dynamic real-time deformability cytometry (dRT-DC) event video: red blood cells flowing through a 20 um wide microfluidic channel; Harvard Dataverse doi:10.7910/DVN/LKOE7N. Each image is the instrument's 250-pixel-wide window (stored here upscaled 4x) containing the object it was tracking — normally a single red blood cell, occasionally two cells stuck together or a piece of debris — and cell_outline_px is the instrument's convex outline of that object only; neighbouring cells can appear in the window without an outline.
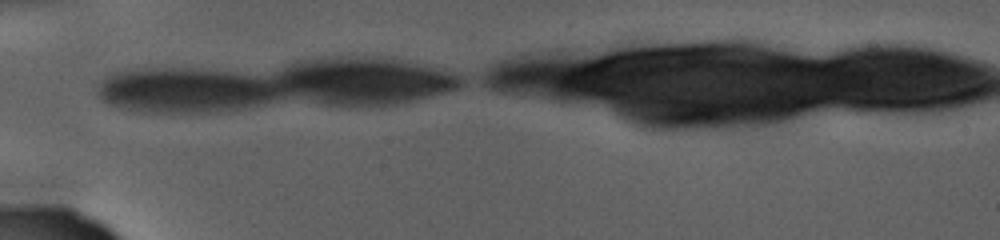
{"species": "human", "species_latin": "Homo sapiens", "temperature_condition": "warm", "stored_images_in_passage": 9, "camera_frame_rate_fps": 3000, "um_per_image_px": 0.085, "donor": {"sex": "female"}, "frame": {"image": 1, "passage_image": 1, "time_ms": 0.0, "image_size_px": [1000, 240], "cell_outline_px": [[444, 84], [412, 88], [372, 92], [292, 84], [292, 76], [300, 72], [324, 68], [384, 68], [428, 76], [440, 80]], "centroid_in_image_um": [30.88, 6.74], "position_along_channel_um": 54.1, "area_um2": 18.84}}